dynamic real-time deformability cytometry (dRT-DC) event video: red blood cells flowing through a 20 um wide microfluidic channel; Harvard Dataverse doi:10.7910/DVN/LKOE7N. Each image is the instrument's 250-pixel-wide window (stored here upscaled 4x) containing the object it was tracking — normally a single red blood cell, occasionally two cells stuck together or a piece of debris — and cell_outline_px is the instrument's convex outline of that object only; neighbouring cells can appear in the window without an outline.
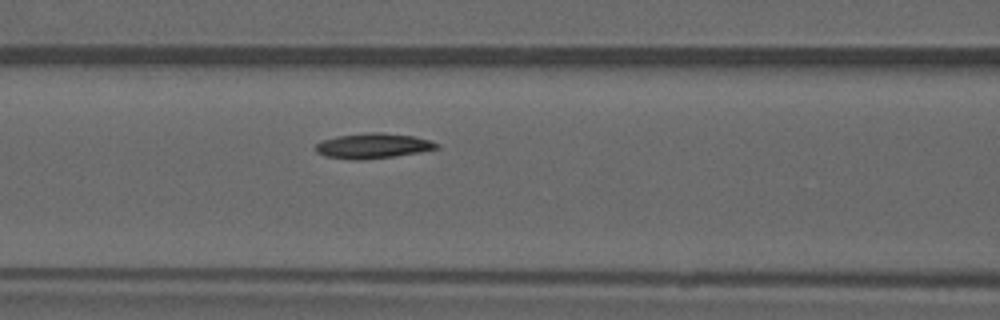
{"species": "common noctule bat (a hibernating species)", "species_latin": "Nyctalus noctula", "temperature_condition": "warm", "stored_images_in_passage": 6, "camera_frame_rate_fps": 3000, "um_per_image_px": 0.085, "animal": {"sex": "male", "forearm_length_mm": 52.5}, "frame": {"image": 1, "passage_image": 6, "time_ms": 6.333, "image_size_px": [1000, 320], "cell_outline_px": [[440, 148], [420, 152], [392, 156], [360, 160], [356, 160], [324, 156], [316, 152], [316, 144], [320, 140], [336, 136], [368, 132], [380, 132], [412, 136], [428, 140], [440, 144]], "centroid_in_image_um": [31.67, 12.39], "position_along_channel_um": 134.9, "area_um2": 17.69}}